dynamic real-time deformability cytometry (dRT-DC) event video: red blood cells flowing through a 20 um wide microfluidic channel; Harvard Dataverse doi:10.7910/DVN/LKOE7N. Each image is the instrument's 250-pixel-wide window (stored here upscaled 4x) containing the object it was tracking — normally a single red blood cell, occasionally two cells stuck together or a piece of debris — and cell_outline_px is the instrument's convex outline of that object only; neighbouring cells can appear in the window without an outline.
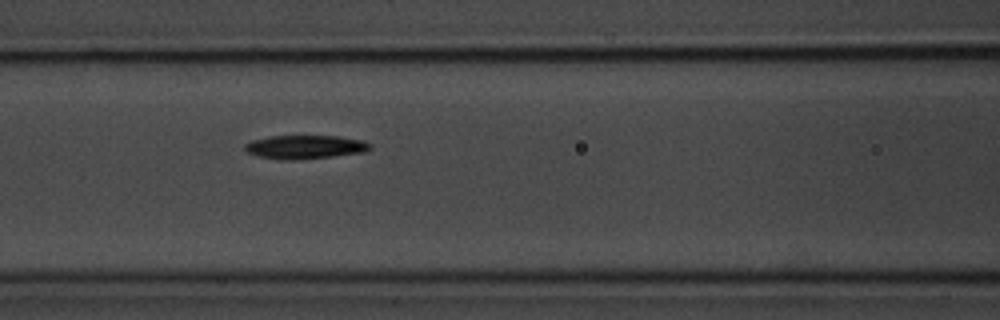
{"species": "common noctule bat (a hibernating species)", "species_latin": "Nyctalus noctula", "temperature_condition": "room temperature", "stored_images_in_passage": 7, "camera_frame_rate_fps": 3000, "um_per_image_px": 0.085, "animal": {"sex": "male", "body_mass_g": 20.1, "forearm_length_mm": 53.5}, "frame": {"image": 1, "passage_image": 7, "time_ms": 7.0, "image_size_px": [1000, 320], "cell_outline_px": [[372, 148], [364, 152], [332, 156], [292, 160], [256, 156], [248, 152], [244, 148], [244, 144], [252, 140], [268, 136], [340, 136], [364, 140], [372, 144]], "centroid_in_image_um": [25.96, 12.48], "position_along_channel_um": 140.6, "area_um2": 17.22}}